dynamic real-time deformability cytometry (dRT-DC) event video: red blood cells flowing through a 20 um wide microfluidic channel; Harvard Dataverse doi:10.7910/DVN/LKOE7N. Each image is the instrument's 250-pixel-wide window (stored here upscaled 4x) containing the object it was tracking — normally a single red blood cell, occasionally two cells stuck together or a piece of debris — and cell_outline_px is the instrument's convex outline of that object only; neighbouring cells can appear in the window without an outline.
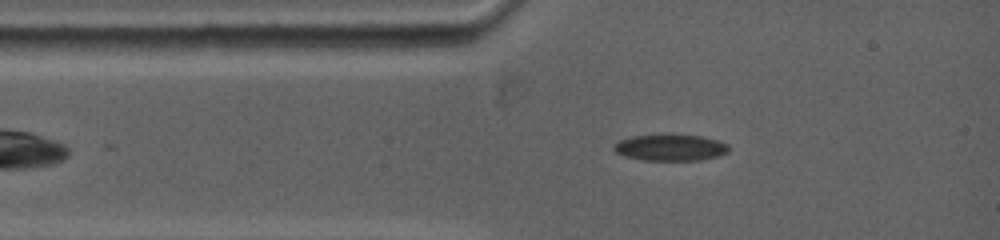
{"species": "common noctule bat (a hibernating species)", "species_latin": "Nyctalus noctula", "temperature_condition": "warm", "stored_images_in_passage": 56, "camera_frame_rate_fps": 5000, "um_per_image_px": 0.085, "animal": {"sex": "female", "body_mass_g": 19.0, "forearm_length_mm": 53.3}, "frame": {"image": 1, "passage_image": 8, "time_ms": 1.6, "image_size_px": [1000, 240], "cell_outline_px": [[728, 152], [720, 156], [700, 160], [644, 160], [624, 156], [616, 152], [612, 148], [612, 144], [620, 140], [632, 136], [700, 136], [716, 140], [728, 144]], "centroid_in_image_um": [56.97, 12.57], "position_along_channel_um": 28.0, "area_um2": 17.28}}
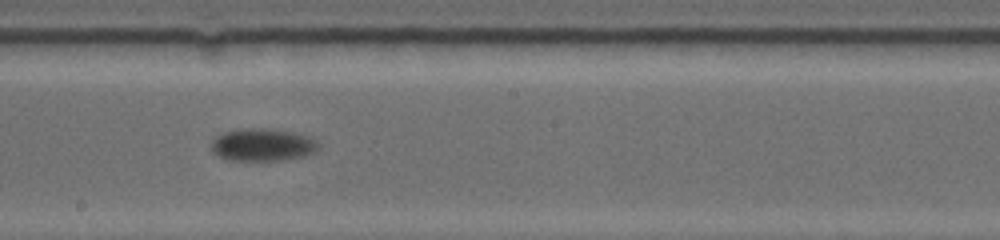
{"frame": {"image": 2, "passage_image": 33, "time_ms": 7.2, "image_size_px": [1000, 240], "cell_outline_px": [[320, 148], [304, 156], [280, 160], [232, 160], [220, 156], [212, 152], [212, 140], [216, 136], [224, 132], [244, 128], [272, 128], [292, 132], [308, 136], [316, 140], [320, 144]], "centroid_in_image_um": [22.34, 12.29], "position_along_channel_um": 225.9, "area_um2": 20.29}}
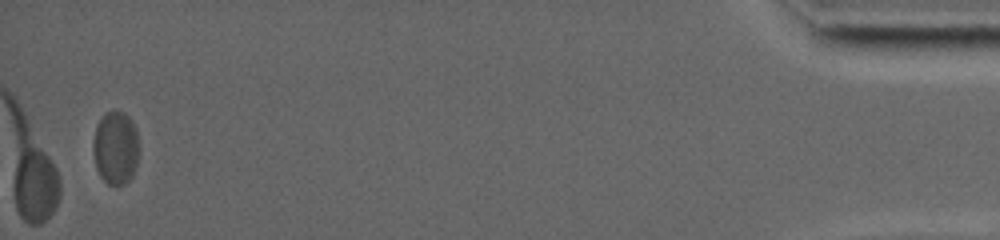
{"frame": {"image": 3, "passage_image": 56, "time_ms": 16.4, "image_size_px": [1000, 240], "cell_outline_px": [[136, 168], [132, 176], [124, 184], [108, 184], [100, 176], [96, 168], [92, 152], [92, 140], [96, 124], [108, 112], [124, 112], [132, 120], [136, 128]], "centroid_in_image_um": [9.78, 12.57], "position_along_channel_um": 425.4, "area_um2": 19.36}, "authors_computed_cell_mechanics": {"area_um2": 19.5364, "velocity_mm_per_s": 3.6659, "shape_relaxation_time_tau1_ms": 7.7744, "shape_relaxation_time_tau2_ms": null, "deformation_change_tau1": 0.1106, "deformation_change_tau2": null}}